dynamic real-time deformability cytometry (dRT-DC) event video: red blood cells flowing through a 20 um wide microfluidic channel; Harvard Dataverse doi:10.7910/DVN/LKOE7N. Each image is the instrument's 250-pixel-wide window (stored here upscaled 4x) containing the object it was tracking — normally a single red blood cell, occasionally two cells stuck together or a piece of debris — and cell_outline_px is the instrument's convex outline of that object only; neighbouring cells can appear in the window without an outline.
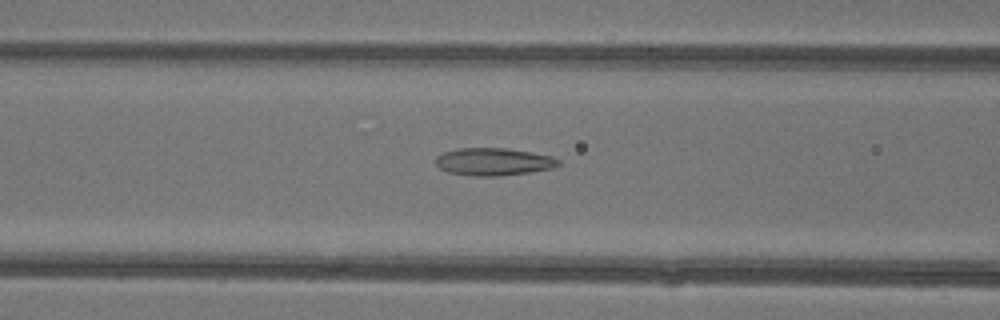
{"species": "common noctule bat (a hibernating species)", "species_latin": "Nyctalus noctula", "temperature_condition": "warm", "stored_images_in_passage": 47, "camera_frame_rate_fps": 3000, "um_per_image_px": 0.085, "animal": {"sex": "female"}, "frame": {"image": 1, "passage_image": 20, "time_ms": 6.333, "image_size_px": [1000, 320], "cell_outline_px": [[560, 164], [552, 168], [528, 172], [500, 176], [468, 176], [448, 172], [440, 168], [436, 164], [436, 156], [444, 152], [456, 148], [508, 148], [552, 156], [560, 160]], "centroid_in_image_um": [41.93, 13.74], "position_along_channel_um": 124.7, "area_um2": 19.77}}
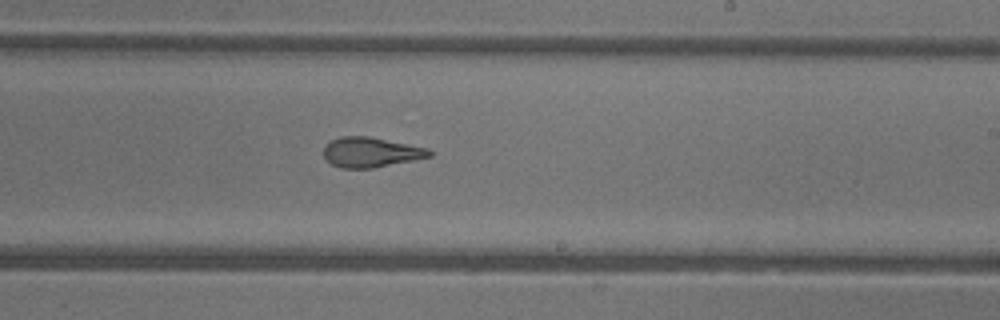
{"frame": {"image": 2, "passage_image": 29, "time_ms": 9.333, "image_size_px": [1000, 320], "cell_outline_px": [[432, 156], [372, 168], [340, 168], [332, 164], [324, 156], [324, 144], [340, 136], [368, 136], [428, 148], [432, 152]], "centroid_in_image_um": [31.5, 12.93], "position_along_channel_um": 257.5, "area_um2": 18.32}}
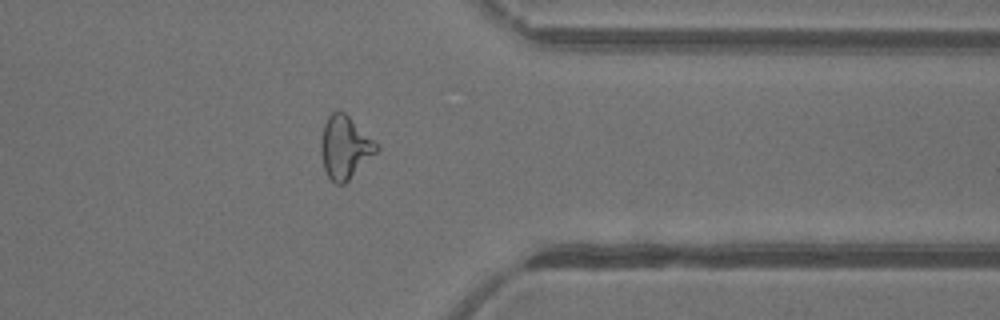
{"frame": {"image": 3, "passage_image": 38, "time_ms": 12.333, "image_size_px": [1000, 320], "cell_outline_px": [[380, 148], [344, 184], [336, 184], [328, 176], [324, 168], [320, 152], [320, 140], [324, 124], [328, 116], [332, 112], [344, 112]], "centroid_in_image_um": [29.26, 12.54], "position_along_channel_um": 382.1, "area_um2": 19.71}, "authors_computed_cell_mechanics": {"area_um2": 20.519, "velocity_mm_per_s": 4.4257, "shape_relaxation_time_tau1_ms": 5.549, "shape_relaxation_time_tau2_ms": 1.7332, "deformation_change_tau1": 0.188, "deformation_change_tau2": 0.1153}}